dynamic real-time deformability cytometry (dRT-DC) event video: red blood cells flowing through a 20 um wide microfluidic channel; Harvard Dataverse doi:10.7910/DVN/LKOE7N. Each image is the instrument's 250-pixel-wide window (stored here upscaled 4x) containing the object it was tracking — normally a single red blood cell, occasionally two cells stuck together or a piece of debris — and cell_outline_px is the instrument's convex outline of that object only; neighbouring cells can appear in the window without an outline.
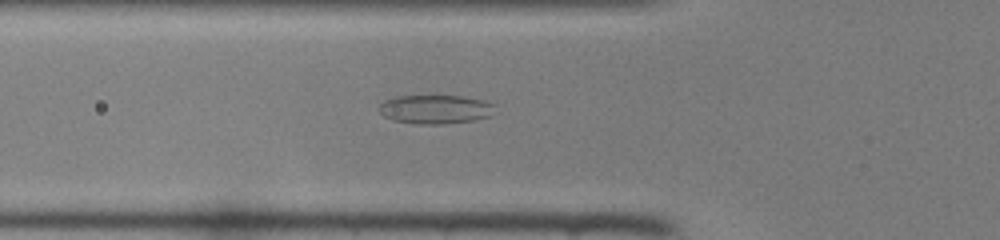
{"species": "common noctule bat (a hibernating species)", "species_latin": "Nyctalus noctula", "temperature_condition": "room temperature", "stored_images_in_passage": 30, "camera_frame_rate_fps": 3000, "um_per_image_px": 0.085, "animal": {"sex": "female", "body_mass_g": 22.0, "forearm_length_mm": 56.7}, "frame": {"image": 1, "passage_image": 3, "time_ms": 0.667, "image_size_px": [1000, 240], "cell_outline_px": [[496, 104], [492, 116], [472, 120], [444, 124], [416, 124], [392, 120], [384, 116], [380, 112], [380, 104], [384, 100], [396, 96], [460, 96], [484, 100]], "centroid_in_image_um": [37.03, 9.29], "position_along_channel_um": 88.8, "area_um2": 19.59}}
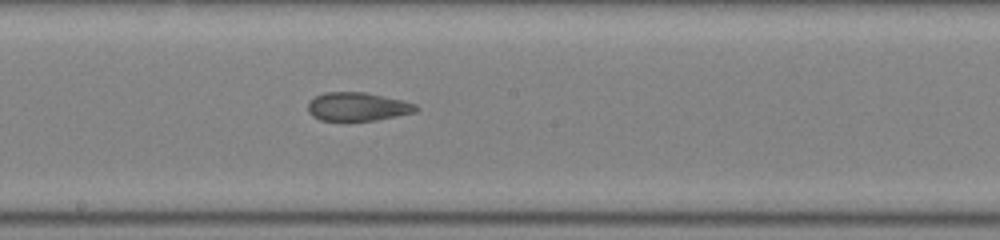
{"frame": {"image": 2, "passage_image": 12, "time_ms": 3.667, "image_size_px": [1000, 240], "cell_outline_px": [[420, 108], [416, 112], [376, 120], [320, 120], [312, 116], [308, 112], [308, 100], [324, 92], [364, 92], [400, 100], [416, 104]], "centroid_in_image_um": [30.37, 9.06], "position_along_channel_um": 217.8, "area_um2": 17.86}}
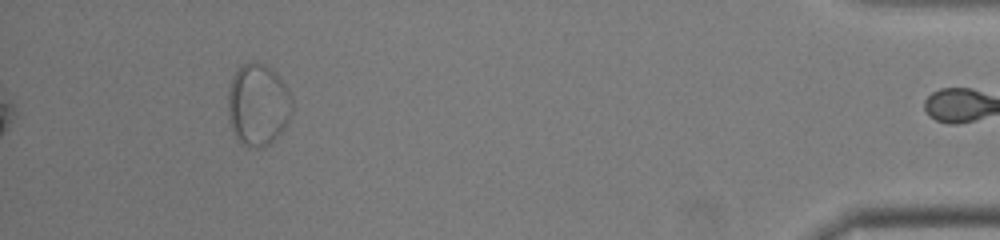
{"frame": {"image": 3, "passage_image": 30, "time_ms": 9.667, "image_size_px": [1000, 240], "cell_outline_px": [[292, 108], [288, 120], [284, 128], [264, 148], [256, 148], [244, 144], [236, 140], [228, 116], [228, 88], [232, 76], [244, 64], [264, 64], [272, 68], [276, 72], [284, 84], [292, 100]], "centroid_in_image_um": [21.91, 8.92], "position_along_channel_um": 413.3, "area_um2": 30.29}}